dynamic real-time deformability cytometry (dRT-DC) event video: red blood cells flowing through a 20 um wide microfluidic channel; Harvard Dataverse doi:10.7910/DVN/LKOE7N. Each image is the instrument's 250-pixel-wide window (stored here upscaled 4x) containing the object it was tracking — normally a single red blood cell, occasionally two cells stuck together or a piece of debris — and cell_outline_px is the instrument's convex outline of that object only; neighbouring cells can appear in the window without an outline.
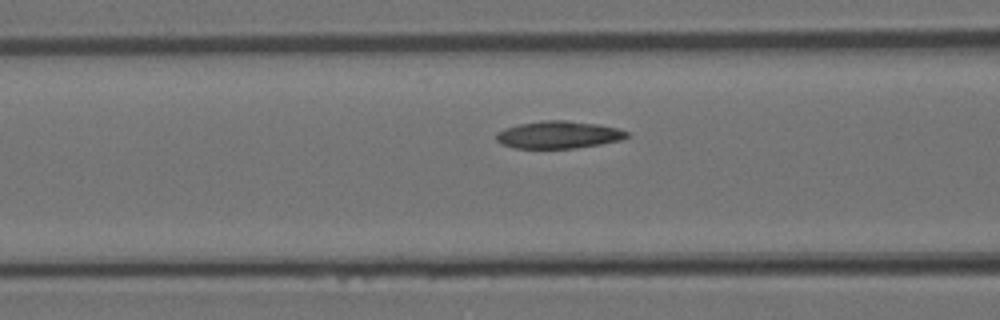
{"species": "Egyptian fruit bat (a non-hibernating species)", "species_latin": "Rousettus aegyptiacus", "temperature_condition": "room temperature", "stored_images_in_passage": 4, "segment_of_instrument_passage": [1, 2], "camera_frame_rate_fps": 3000, "um_per_image_px": 0.085, "animal": {"sex": "female"}, "frame": {"image": 1, "passage_image": 3, "time_ms": 0.667, "image_size_px": [1000, 320], "cell_outline_px": [[628, 136], [620, 140], [600, 144], [576, 148], [512, 148], [500, 144], [496, 140], [496, 132], [520, 124], [544, 120], [568, 120], [596, 124], [616, 128], [628, 132]], "centroid_in_image_um": [47.44, 11.46], "position_along_channel_um": 119.2, "area_um2": 20.69}}